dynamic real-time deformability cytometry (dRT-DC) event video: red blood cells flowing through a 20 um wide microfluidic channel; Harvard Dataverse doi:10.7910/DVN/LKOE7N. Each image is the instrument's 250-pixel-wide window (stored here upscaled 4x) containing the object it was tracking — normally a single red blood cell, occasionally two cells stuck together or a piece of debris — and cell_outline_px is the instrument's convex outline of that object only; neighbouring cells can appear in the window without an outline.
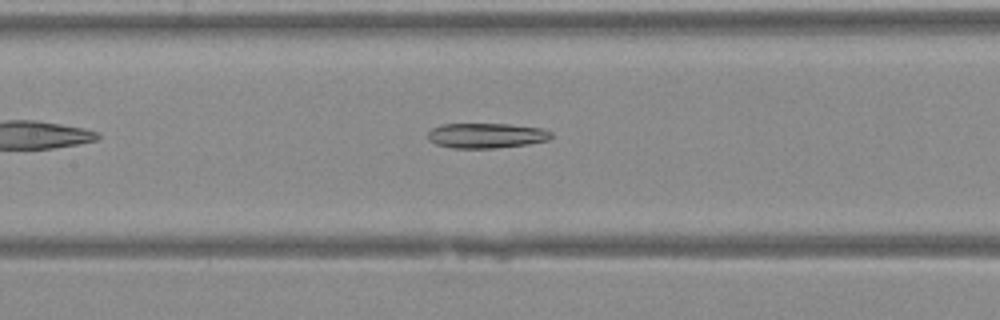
{"species": "Egyptian fruit bat (a non-hibernating species)", "species_latin": "Rousettus aegyptiacus", "temperature_condition": "warm", "stored_images_in_passage": 30, "camera_frame_rate_fps": 3000, "um_per_image_px": 0.085, "animal": {"sex": "female"}, "frame": {"image": 1, "passage_image": 9, "time_ms": 2.667, "image_size_px": [1000, 320], "cell_outline_px": [[552, 136], [548, 140], [528, 144], [496, 148], [452, 148], [436, 144], [428, 140], [428, 132], [432, 128], [440, 124], [508, 124], [540, 128], [552, 132]], "centroid_in_image_um": [41.31, 11.52], "position_along_channel_um": 166.1, "area_um2": 18.03}}
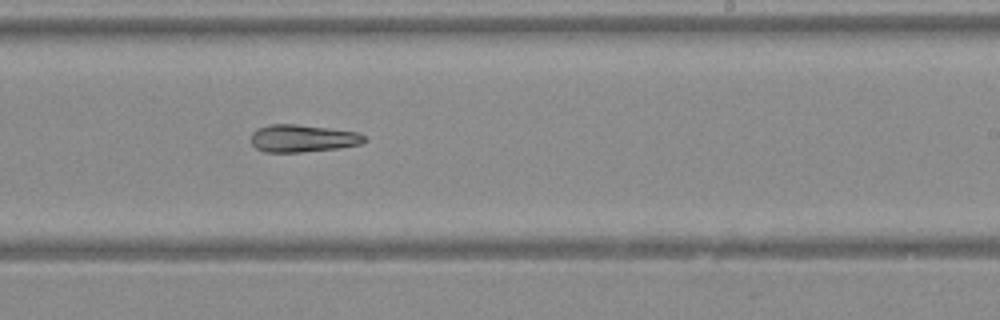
{"frame": {"image": 2, "passage_image": 15, "time_ms": 4.667, "image_size_px": [1000, 320], "cell_outline_px": [[368, 140], [360, 144], [340, 148], [300, 152], [264, 152], [256, 148], [248, 140], [252, 132], [256, 128], [272, 124], [296, 124], [328, 128], [356, 132], [364, 136]], "centroid_in_image_um": [25.67, 11.76], "position_along_channel_um": 263.3, "area_um2": 18.26}}
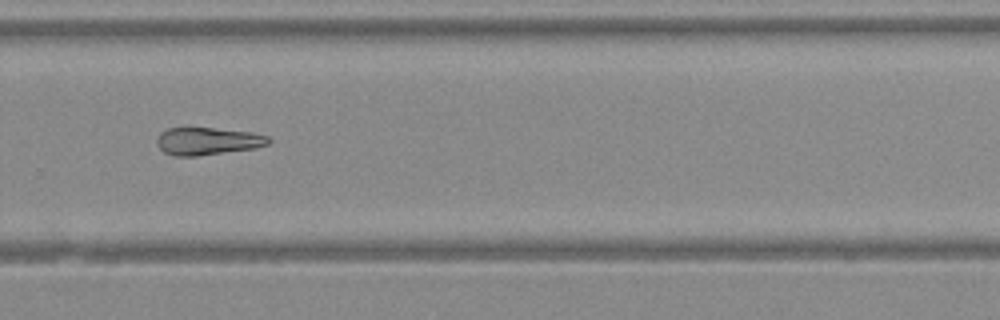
{"frame": {"image": 3, "passage_image": 18, "time_ms": 5.667, "image_size_px": [1000, 320], "cell_outline_px": [[272, 140], [268, 144], [252, 148], [196, 156], [172, 156], [164, 152], [156, 144], [156, 136], [160, 132], [168, 128], [212, 128], [252, 132], [268, 136]], "centroid_in_image_um": [17.6, 11.99], "position_along_channel_um": 312.2, "area_um2": 17.86}}